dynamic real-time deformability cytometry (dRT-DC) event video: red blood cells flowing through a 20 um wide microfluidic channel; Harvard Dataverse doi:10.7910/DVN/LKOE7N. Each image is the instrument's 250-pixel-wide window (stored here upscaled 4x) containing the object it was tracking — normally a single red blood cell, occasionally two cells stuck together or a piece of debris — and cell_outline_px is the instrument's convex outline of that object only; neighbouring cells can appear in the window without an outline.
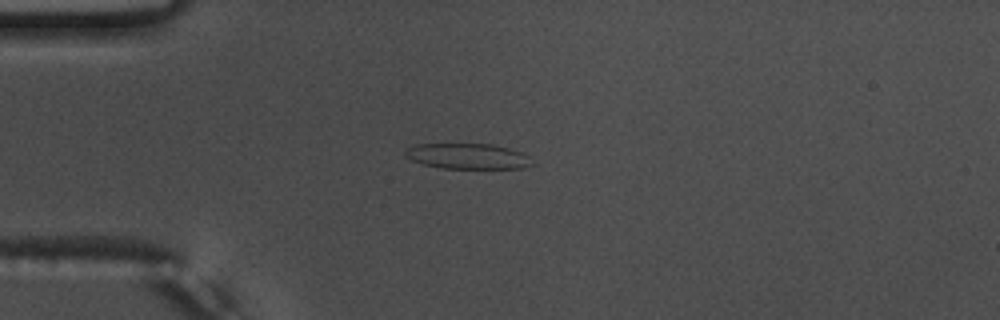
{"species": "common noctule bat (a hibernating species)", "species_latin": "Nyctalus noctula", "temperature_condition": "warm", "stored_images_in_passage": 42, "camera_frame_rate_fps": 3000, "um_per_image_px": 0.085, "animal": {"sex": "male", "body_mass_g": 17.5, "forearm_length_mm": 52.3}, "frame": {"image": 1, "passage_image": 2, "time_ms": 0.333, "image_size_px": [1000, 320], "cell_outline_px": [[536, 164], [524, 168], [440, 168], [424, 164], [412, 160], [404, 156], [404, 152], [408, 148], [416, 144], [492, 144], [524, 152]], "centroid_in_image_um": [39.8, 13.28], "position_along_channel_um": 45.2, "area_um2": 18.96}}
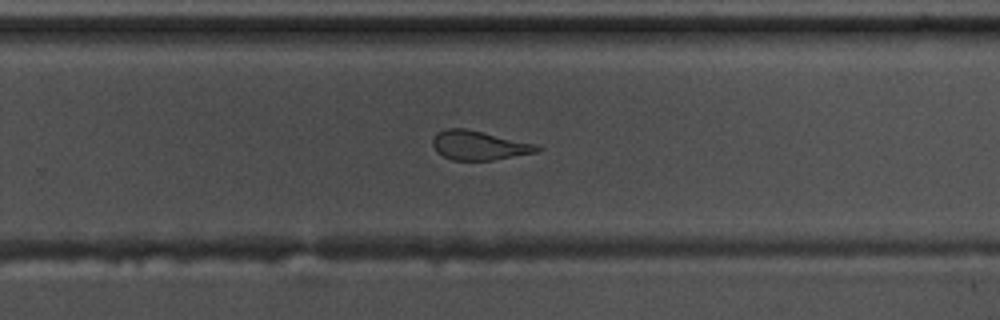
{"frame": {"image": 2, "passage_image": 23, "time_ms": 7.333, "image_size_px": [1000, 320], "cell_outline_px": [[544, 148], [536, 152], [492, 160], [452, 160], [436, 152], [432, 144], [432, 140], [436, 132], [448, 128], [464, 128], [484, 132], [536, 144]], "centroid_in_image_um": [40.69, 12.35], "position_along_channel_um": 289.1, "area_um2": 17.74}}
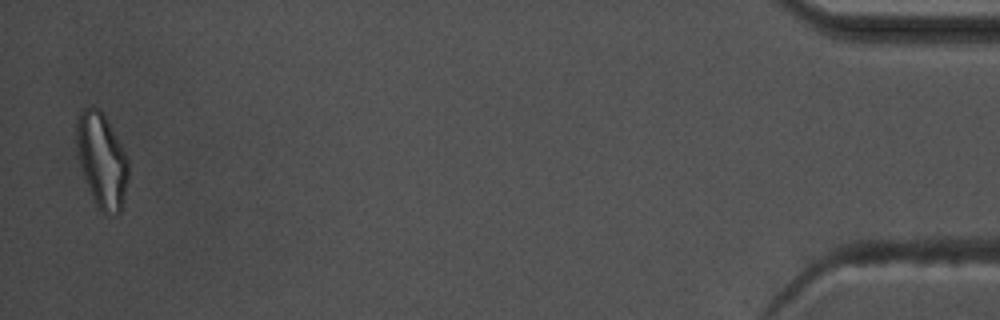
{"frame": {"image": 3, "passage_image": 41, "time_ms": 13.333, "image_size_px": [1000, 320], "cell_outline_px": [[128, 176], [120, 212], [116, 216], [104, 212], [96, 208], [84, 176], [80, 164], [76, 144], [76, 116], [80, 108], [92, 104], [100, 108], [120, 144], [128, 160]], "centroid_in_image_um": [8.61, 13.57], "position_along_channel_um": 426.6, "area_um2": 28.55}, "authors_computed_cell_mechanics": {"area_um2": 18.9295, "velocity_mm_per_s": 3.7748, "shape_relaxation_time_tau1_ms": null, "shape_relaxation_time_tau2_ms": 1.8834, "deformation_change_tau1": null, "deformation_change_tau2": 0.1107}}